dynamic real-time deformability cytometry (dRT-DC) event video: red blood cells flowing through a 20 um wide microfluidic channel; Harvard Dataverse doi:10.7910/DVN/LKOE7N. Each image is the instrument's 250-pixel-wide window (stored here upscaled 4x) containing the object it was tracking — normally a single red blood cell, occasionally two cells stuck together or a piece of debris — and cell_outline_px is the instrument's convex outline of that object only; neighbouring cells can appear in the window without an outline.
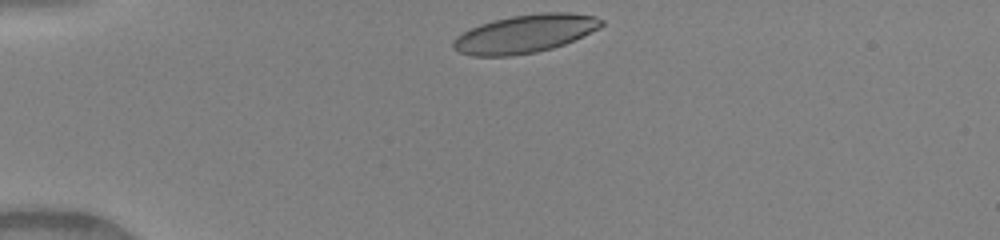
{"species": "human", "species_latin": "Homo sapiens", "temperature_condition": "warm", "stored_images_in_passage": 38, "camera_frame_rate_fps": 3000, "um_per_image_px": 0.085, "donor": {"sex": "female"}, "frame": {"image": 1, "passage_image": 1, "time_ms": 0.0, "image_size_px": [1000, 240], "cell_outline_px": [[604, 24], [600, 28], [564, 44], [552, 48], [536, 52], [512, 56], [472, 56], [460, 52], [452, 48], [452, 44], [456, 36], [480, 24], [512, 16], [540, 12], [568, 12], [596, 16], [604, 20]], "centroid_in_image_um": [44.65, 2.87], "position_along_channel_um": 40.4, "area_um2": 32.89}}
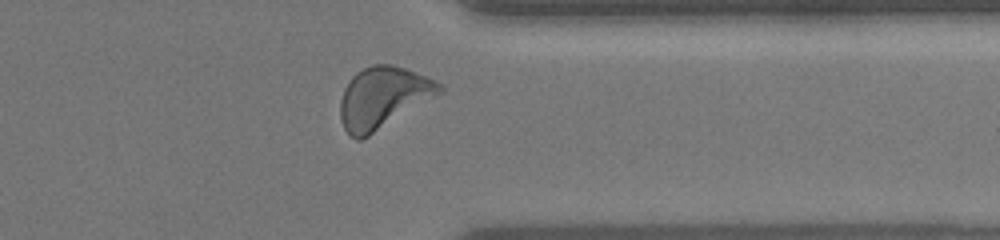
{"frame": {"image": 2, "passage_image": 29, "time_ms": 9.333, "image_size_px": [1000, 240], "cell_outline_px": [[444, 92], [368, 136], [360, 140], [356, 140], [344, 128], [340, 120], [340, 100], [344, 88], [348, 80], [356, 72], [372, 64], [392, 64], [404, 68], [436, 80], [444, 84]], "centroid_in_image_um": [32.57, 8.28], "position_along_channel_um": 378.8, "area_um2": 35.6}}
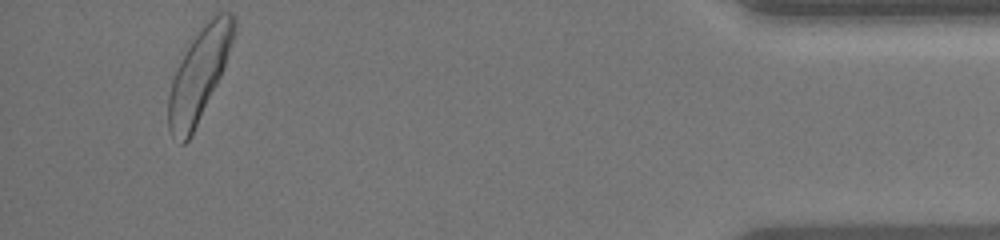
{"frame": {"image": 3, "passage_image": 36, "time_ms": 11.667, "image_size_px": [1000, 240], "cell_outline_px": [[236, 28], [220, 76], [188, 140], [184, 144], [180, 144], [172, 136], [168, 128], [168, 96], [172, 80], [180, 60], [192, 40], [208, 20], [212, 16], [220, 12], [232, 12], [236, 16]], "centroid_in_image_um": [16.9, 6.32], "position_along_channel_um": 418.3, "area_um2": 33.99}, "authors_computed_cell_mechanics": {"area_um2": 33.3506, "velocity_mm_per_s": 4.1015, "shape_relaxation_time_tau1_ms": 2.7733, "shape_relaxation_time_tau2_ms": 0.8321, "deformation_change_tau1": 0.1497, "deformation_change_tau2": 0.0745}}